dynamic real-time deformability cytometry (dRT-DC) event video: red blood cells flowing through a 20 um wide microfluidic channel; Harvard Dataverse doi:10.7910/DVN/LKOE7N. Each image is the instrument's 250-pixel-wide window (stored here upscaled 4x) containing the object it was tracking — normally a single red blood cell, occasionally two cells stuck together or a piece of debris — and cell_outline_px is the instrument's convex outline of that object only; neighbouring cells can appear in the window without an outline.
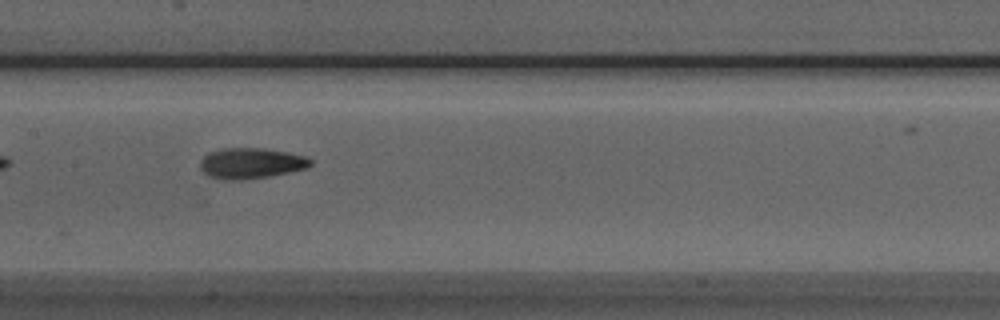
{"species": "Egyptian fruit bat (a non-hibernating species)", "species_latin": "Rousettus aegyptiacus", "temperature_condition": "room temperature", "stored_images_in_passage": 10, "camera_frame_rate_fps": 3000, "um_per_image_px": 0.085, "animal": {"sex": "male"}, "frame": {"image": 1, "passage_image": 7, "time_ms": 7.667, "image_size_px": [1000, 320], "cell_outline_px": [[312, 164], [308, 168], [268, 176], [240, 180], [232, 180], [208, 176], [200, 168], [200, 160], [208, 152], [224, 148], [264, 148], [288, 152], [308, 156], [312, 160]], "centroid_in_image_um": [21.36, 13.86], "position_along_channel_um": 186.0, "area_um2": 19.77}}
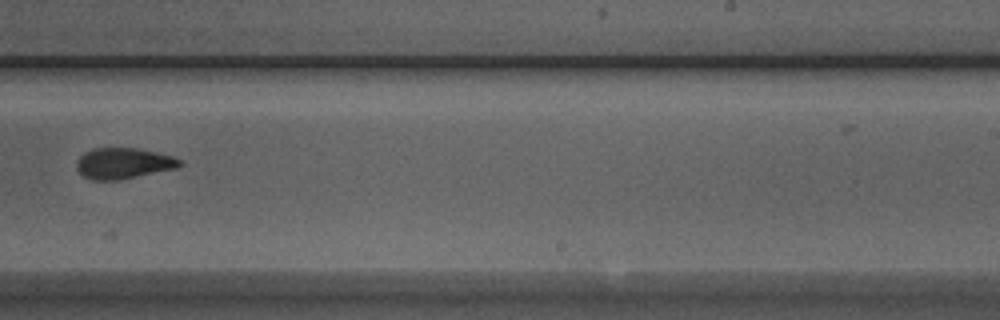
{"frame": {"image": 2, "passage_image": 9, "time_ms": 10.0, "image_size_px": [1000, 320], "cell_outline_px": [[184, 164], [176, 168], [120, 180], [92, 180], [84, 176], [76, 168], [76, 164], [80, 156], [84, 152], [92, 148], [136, 148], [156, 152], [172, 156], [180, 160]], "centroid_in_image_um": [10.48, 13.88], "position_along_channel_um": 278.5, "area_um2": 18.55}}